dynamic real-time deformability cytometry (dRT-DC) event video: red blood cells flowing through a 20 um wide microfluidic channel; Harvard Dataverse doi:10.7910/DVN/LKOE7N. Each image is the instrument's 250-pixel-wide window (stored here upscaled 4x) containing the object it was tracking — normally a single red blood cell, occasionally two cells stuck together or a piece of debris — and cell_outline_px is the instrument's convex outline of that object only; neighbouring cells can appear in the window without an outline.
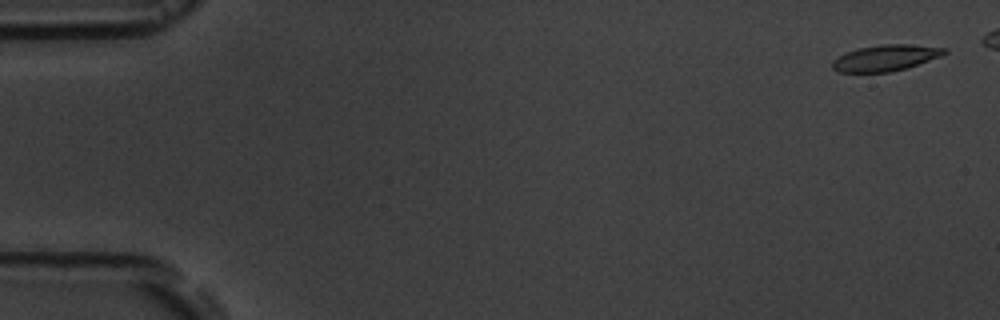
{"species": "common noctule bat (a hibernating species)", "species_latin": "Nyctalus noctula", "temperature_condition": "room temperature", "stored_images_in_passage": 7, "camera_frame_rate_fps": 3000, "um_per_image_px": 0.085, "animal": {"sex": "male", "body_mass_g": 19.5, "forearm_length_mm": 54.6}, "frame": {"image": 1, "passage_image": 1, "time_ms": 0.0, "image_size_px": [1000, 320], "cell_outline_px": [[948, 52], [940, 56], [908, 68], [892, 72], [836, 72], [832, 68], [832, 60], [848, 52], [860, 48], [880, 44], [912, 44], [948, 48]], "centroid_in_image_um": [75.3, 4.92], "position_along_channel_um": 9.7, "area_um2": 17.11}}
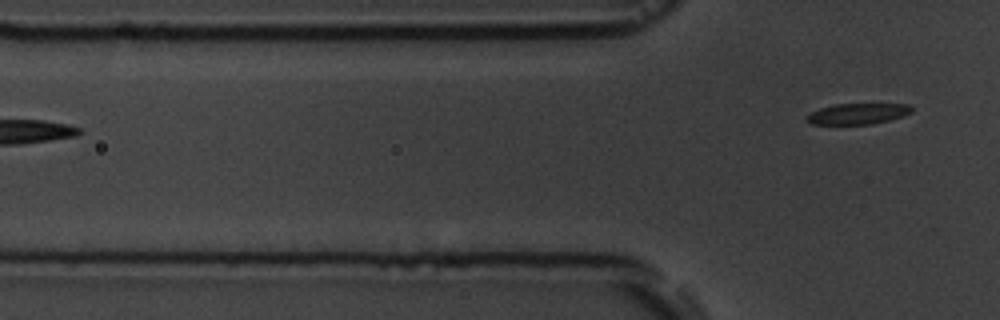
{"frame": {"image": 2, "passage_image": 7, "time_ms": 7.0, "image_size_px": [1000, 320], "cell_outline_px": [[912, 112], [888, 120], [872, 124], [812, 124], [808, 120], [808, 116], [812, 112], [820, 108], [836, 104], [908, 104], [912, 108]], "centroid_in_image_um": [72.92, 9.66], "position_along_channel_um": 52.9, "area_um2": 12.43}}